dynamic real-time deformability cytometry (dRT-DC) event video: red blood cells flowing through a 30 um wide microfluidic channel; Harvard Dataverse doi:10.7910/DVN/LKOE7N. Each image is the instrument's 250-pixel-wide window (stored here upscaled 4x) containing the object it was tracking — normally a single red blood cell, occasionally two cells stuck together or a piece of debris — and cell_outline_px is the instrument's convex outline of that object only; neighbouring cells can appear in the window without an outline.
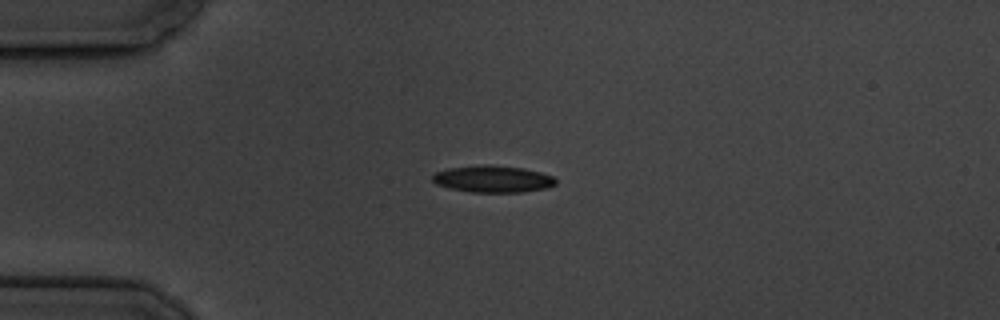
{"species": "common noctule bat (a hibernating species)", "species_latin": "Nyctalus noctula", "temperature_condition": "cold", "stored_images_in_passage": 6, "camera_frame_rate_fps": 3000, "um_per_image_px": 0.085, "animal": {"sex": "male", "body_mass_g": 19.5, "forearm_length_mm": 54.6}, "frame": {"image": 1, "passage_image": 3, "time_ms": 3.0, "image_size_px": [1000, 320], "cell_outline_px": [[556, 184], [548, 188], [524, 192], [468, 192], [448, 188], [436, 184], [432, 180], [432, 176], [436, 172], [448, 168], [484, 164], [492, 164], [524, 168], [540, 172], [552, 176], [556, 180]], "centroid_in_image_um": [41.89, 15.21], "position_along_channel_um": 43.1, "area_um2": 19.54}}
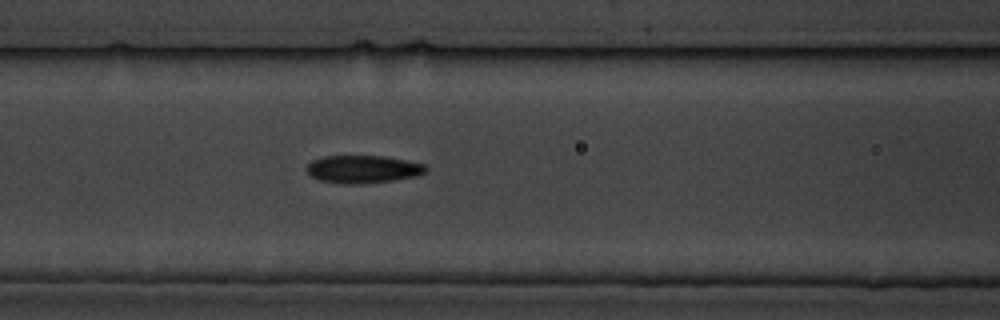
{"frame": {"image": 2, "passage_image": 6, "time_ms": 6.333, "image_size_px": [1000, 320], "cell_outline_px": [[428, 168], [424, 172], [416, 176], [392, 180], [356, 184], [340, 184], [320, 180], [312, 176], [304, 168], [312, 160], [324, 156], [384, 156], [424, 164]], "centroid_in_image_um": [30.81, 14.38], "position_along_channel_um": 135.8, "area_um2": 19.13}}